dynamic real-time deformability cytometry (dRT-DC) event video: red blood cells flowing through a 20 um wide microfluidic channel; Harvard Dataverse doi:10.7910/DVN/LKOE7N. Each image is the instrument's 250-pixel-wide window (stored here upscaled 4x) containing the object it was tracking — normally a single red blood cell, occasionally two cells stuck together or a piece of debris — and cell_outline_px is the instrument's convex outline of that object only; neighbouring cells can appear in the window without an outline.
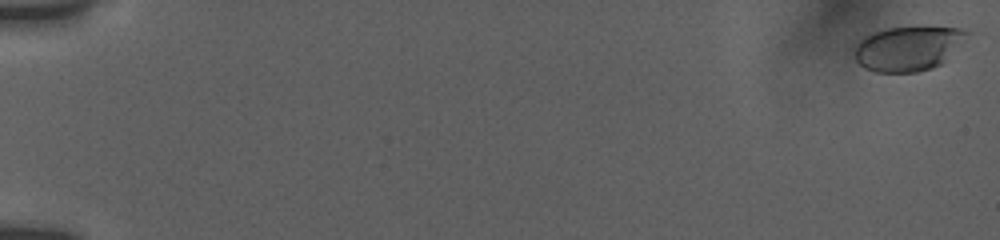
{"species": "human", "species_latin": "Homo sapiens", "temperature_condition": "room temperature", "stored_images_in_passage": 17, "camera_frame_rate_fps": 3000, "um_per_image_px": 0.085, "donor": {"sex": "female"}, "frame": {"image": 1, "passage_image": 1, "time_ms": 0.0, "image_size_px": [1000, 240], "cell_outline_px": [[972, 32], [940, 64], [932, 68], [916, 72], [876, 72], [864, 68], [856, 60], [856, 44], [864, 36], [872, 32], [888, 28], [960, 28]], "centroid_in_image_um": [77.16, 4.12], "position_along_channel_um": 7.8, "area_um2": 28.67}}
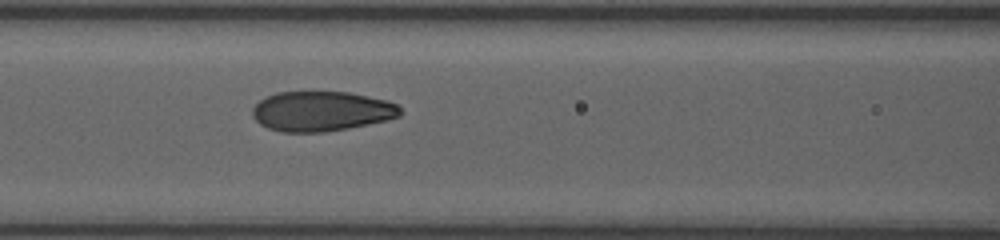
{"frame": {"image": 2, "passage_image": 15, "time_ms": 8.667, "image_size_px": [1000, 240], "cell_outline_px": [[404, 112], [400, 116], [388, 120], [348, 128], [324, 132], [280, 132], [268, 128], [260, 124], [252, 116], [252, 108], [260, 100], [276, 92], [348, 92], [388, 100], [396, 104]], "centroid_in_image_um": [27.34, 9.46], "position_along_channel_um": 139.3, "area_um2": 34.51}}
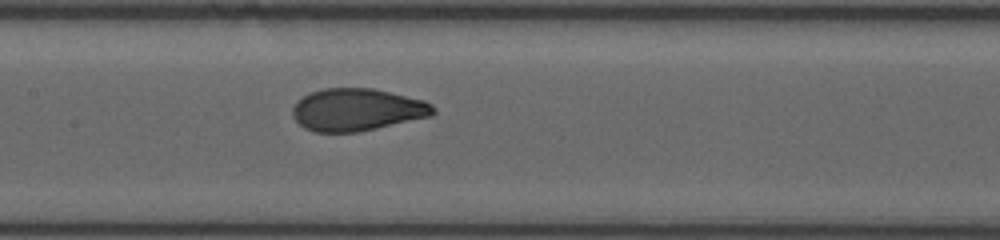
{"frame": {"image": 3, "passage_image": 17, "time_ms": 9.667, "image_size_px": [1000, 240], "cell_outline_px": [[436, 112], [432, 116], [376, 128], [356, 132], [316, 132], [304, 128], [292, 116], [292, 108], [296, 100], [312, 92], [324, 88], [372, 88], [424, 100], [432, 104], [436, 108]], "centroid_in_image_um": [30.35, 9.32], "position_along_channel_um": 177.1, "area_um2": 34.74}}